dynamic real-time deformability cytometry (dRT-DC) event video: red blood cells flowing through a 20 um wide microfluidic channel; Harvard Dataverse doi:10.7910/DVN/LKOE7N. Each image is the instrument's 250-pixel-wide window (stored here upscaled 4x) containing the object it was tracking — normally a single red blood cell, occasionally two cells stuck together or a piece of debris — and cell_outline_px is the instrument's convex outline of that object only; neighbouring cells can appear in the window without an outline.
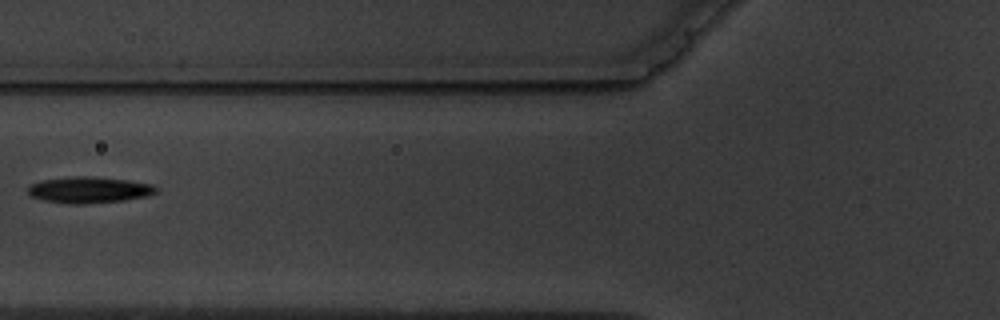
{"species": "common noctule bat (a hibernating species)", "species_latin": "Nyctalus noctula", "temperature_condition": "warm", "stored_images_in_passage": 3, "camera_frame_rate_fps": 3000, "um_per_image_px": 0.085, "animal": {"sex": "male", "body_mass_g": 19.5, "forearm_length_mm": 54.6}, "frame": {"image": 1, "passage_image": 2, "time_ms": 1.333, "image_size_px": [1000, 320], "cell_outline_px": [[160, 188], [156, 192], [148, 196], [124, 200], [84, 204], [72, 204], [44, 200], [28, 196], [28, 184], [40, 180], [72, 176], [92, 176], [128, 180], [152, 184]], "centroid_in_image_um": [7.55, 16.13], "position_along_channel_um": 118.2, "area_um2": 19.88}}
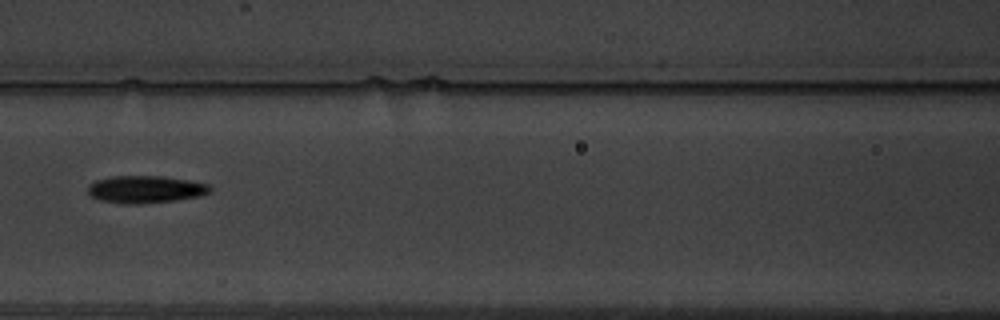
{"frame": {"image": 2, "passage_image": 3, "time_ms": 2.333, "image_size_px": [1000, 320], "cell_outline_px": [[212, 192], [200, 196], [176, 200], [140, 204], [120, 204], [100, 200], [92, 196], [88, 192], [88, 184], [96, 180], [112, 176], [164, 176], [188, 180], [208, 184], [212, 188]], "centroid_in_image_um": [12.37, 16.1], "position_along_channel_um": 154.2, "area_um2": 19.65}}